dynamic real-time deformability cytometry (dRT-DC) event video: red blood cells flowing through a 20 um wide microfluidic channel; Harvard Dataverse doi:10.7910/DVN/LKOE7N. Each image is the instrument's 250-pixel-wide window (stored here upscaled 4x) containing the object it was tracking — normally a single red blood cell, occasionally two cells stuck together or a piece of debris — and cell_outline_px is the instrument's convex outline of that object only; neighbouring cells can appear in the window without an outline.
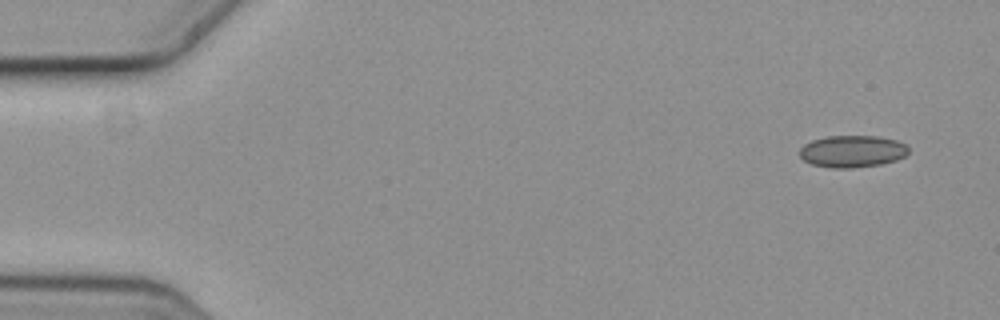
{"species": "common noctule bat (a hibernating species)", "species_latin": "Nyctalus noctula", "temperature_condition": "cold", "stored_images_in_passage": 5, "camera_frame_rate_fps": 3000, "um_per_image_px": 0.085, "animal": {"sex": "female", "body_mass_g": 19.3, "forearm_length_mm": 54.1}, "frame": {"image": 1, "passage_image": 1, "time_ms": 0.0, "image_size_px": [1000, 320], "cell_outline_px": [[908, 152], [904, 156], [896, 160], [880, 164], [852, 168], [832, 168], [812, 164], [804, 160], [800, 156], [800, 148], [804, 144], [812, 140], [828, 136], [880, 136], [896, 140], [904, 144], [908, 148]], "centroid_in_image_um": [72.43, 12.86], "position_along_channel_um": 12.6, "area_um2": 20.23}}
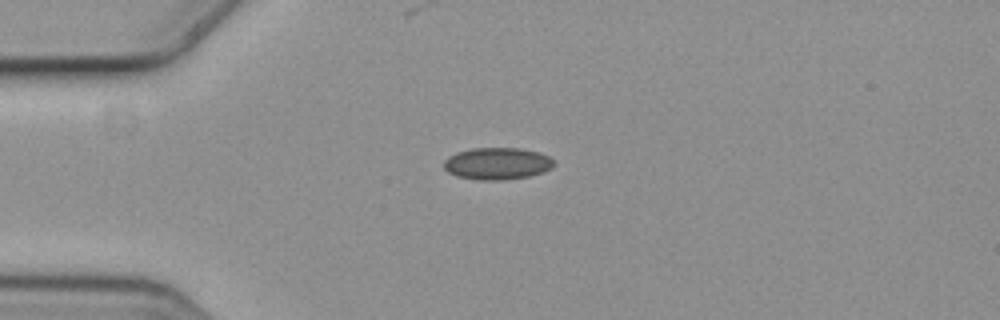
{"frame": {"image": 2, "passage_image": 4, "time_ms": 1.0, "image_size_px": [1000, 320], "cell_outline_px": [[556, 164], [552, 168], [544, 172], [528, 176], [504, 180], [480, 180], [456, 176], [448, 172], [444, 168], [444, 160], [448, 156], [456, 152], [472, 148], [520, 148], [540, 152], [556, 160]], "centroid_in_image_um": [42.29, 13.9], "position_along_channel_um": 42.7, "area_um2": 20.81}}
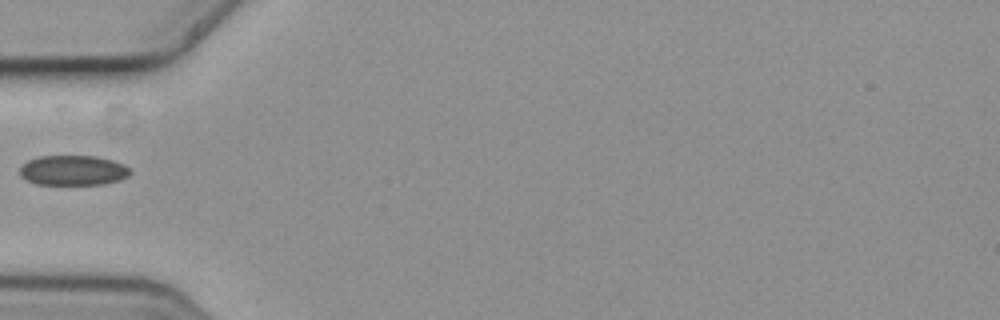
{"frame": {"image": 3, "passage_image": 5, "time_ms": 1.333, "image_size_px": [1000, 320], "cell_outline_px": [[132, 172], [128, 176], [120, 180], [104, 184], [36, 184], [20, 176], [20, 168], [28, 160], [40, 156], [96, 156], [112, 160], [124, 164]], "centroid_in_image_um": [6.23, 14.48], "position_along_channel_um": 78.8, "area_um2": 19.25}}